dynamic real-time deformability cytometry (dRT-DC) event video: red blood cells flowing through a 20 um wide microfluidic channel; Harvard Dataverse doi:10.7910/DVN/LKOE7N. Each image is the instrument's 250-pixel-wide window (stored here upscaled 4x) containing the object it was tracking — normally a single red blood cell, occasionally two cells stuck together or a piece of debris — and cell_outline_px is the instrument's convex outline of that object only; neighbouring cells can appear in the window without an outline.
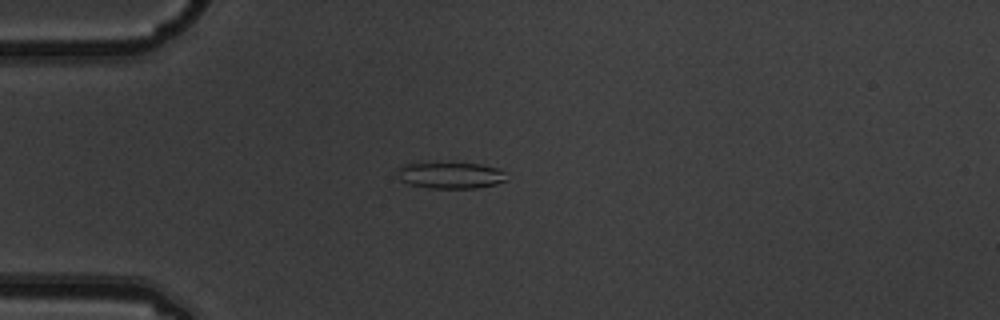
{"species": "common noctule bat (a hibernating species)", "species_latin": "Nyctalus noctula", "temperature_condition": "warm", "stored_images_in_passage": 3, "camera_frame_rate_fps": 3000, "um_per_image_px": 0.085, "animal": {"sex": "male", "body_mass_g": 19.5, "forearm_length_mm": 54.6}, "frame": {"image": 1, "passage_image": 1, "time_ms": 0.0, "image_size_px": [1000, 320], "cell_outline_px": [[508, 180], [496, 184], [476, 188], [428, 188], [408, 184], [400, 180], [396, 172], [404, 164], [480, 164], [500, 168], [504, 172]], "centroid_in_image_um": [38.33, 14.92], "position_along_channel_um": 46.7, "area_um2": 16.59}}
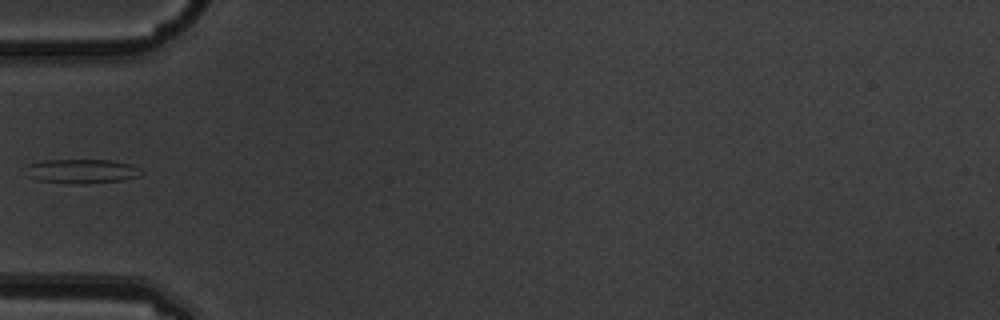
{"frame": {"image": 2, "passage_image": 2, "time_ms": 0.333, "image_size_px": [1000, 320], "cell_outline_px": [[144, 172], [140, 176], [124, 180], [88, 184], [68, 184], [36, 180], [28, 176], [28, 164], [44, 160], [112, 160], [132, 164], [140, 168]], "centroid_in_image_um": [7.01, 14.56], "position_along_channel_um": 78.0, "area_um2": 16.65}}
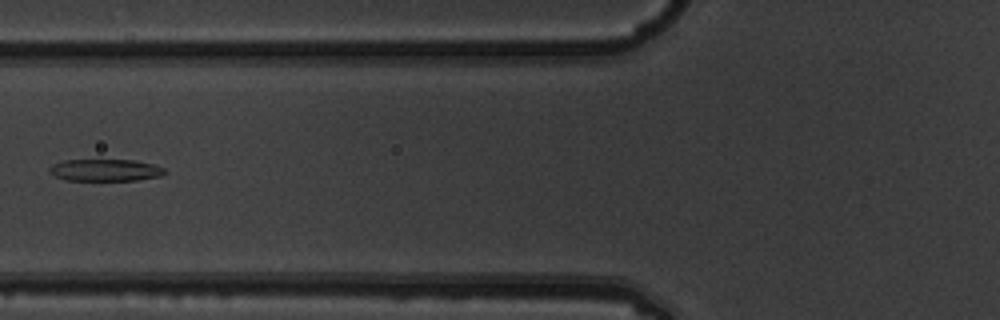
{"frame": {"image": 3, "passage_image": 3, "time_ms": 0.667, "image_size_px": [1000, 320], "cell_outline_px": [[164, 172], [160, 176], [136, 180], [64, 180], [48, 172], [48, 168], [52, 164], [64, 160], [132, 160], [152, 164], [164, 168]], "centroid_in_image_um": [8.88, 14.46], "position_along_channel_um": 116.9, "area_um2": 14.62}}